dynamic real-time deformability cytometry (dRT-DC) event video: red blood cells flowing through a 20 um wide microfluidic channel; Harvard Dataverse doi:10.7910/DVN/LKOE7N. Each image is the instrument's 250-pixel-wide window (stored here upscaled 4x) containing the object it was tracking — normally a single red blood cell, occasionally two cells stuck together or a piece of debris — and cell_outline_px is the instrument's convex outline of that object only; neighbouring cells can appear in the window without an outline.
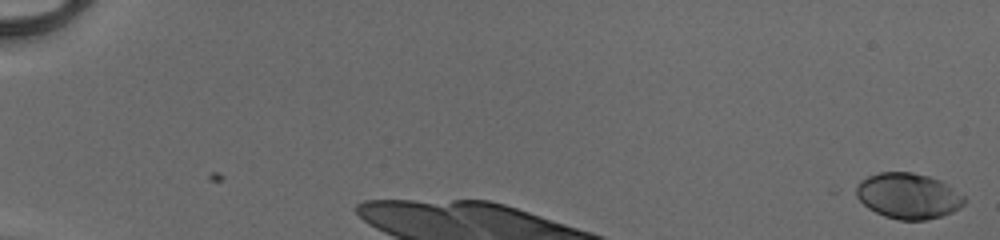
{"species": "human", "species_latin": "Homo sapiens", "temperature_condition": "cold", "stored_images_in_passage": 38, "camera_frame_rate_fps": 3000, "um_per_image_px": 0.085, "donor": {"sex": "male"}, "frame": {"image": 1, "passage_image": 1, "time_ms": 0.0, "image_size_px": [1000, 240], "cell_outline_px": [[968, 200], [960, 208], [952, 212], [940, 216], [924, 220], [900, 220], [884, 216], [868, 208], [848, 192], [860, 180], [868, 176], [880, 172], [912, 172], [928, 176], [940, 180], [948, 184], [964, 196]], "centroid_in_image_um": [77.13, 16.64], "position_along_channel_um": 7.9, "area_um2": 29.42}}
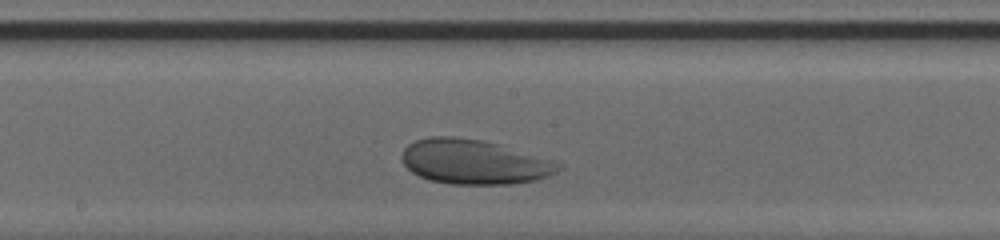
{"frame": {"image": 2, "passage_image": 24, "time_ms": 7.667, "image_size_px": [1000, 240], "cell_outline_px": [[564, 168], [548, 176], [536, 180], [512, 184], [452, 184], [428, 180], [412, 172], [404, 164], [400, 156], [404, 148], [408, 144], [416, 140], [428, 136], [452, 136], [484, 140], [500, 144], [564, 164]], "centroid_in_image_um": [40.29, 13.75], "position_along_channel_um": 207.9, "area_um2": 40.98}}
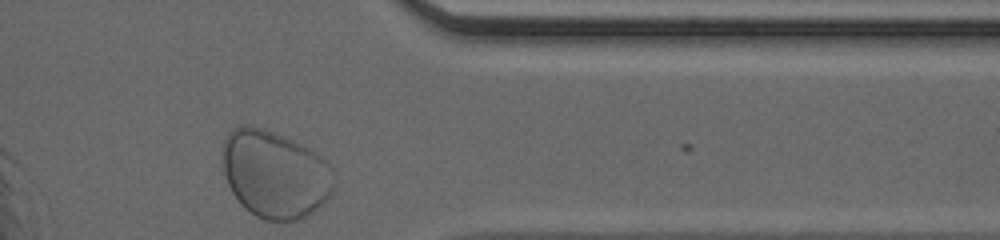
{"frame": {"image": 3, "passage_image": 38, "time_ms": 12.333, "image_size_px": [1000, 240], "cell_outline_px": [[336, 176], [332, 196], [324, 204], [300, 220], [264, 220], [256, 216], [240, 204], [232, 192], [228, 184], [224, 172], [224, 140], [228, 132], [232, 128], [240, 124], [244, 124], [260, 128], [272, 132], [292, 140], [316, 152], [328, 160]], "centroid_in_image_um": [23.42, 14.82], "position_along_channel_um": 388.0, "area_um2": 57.22}}